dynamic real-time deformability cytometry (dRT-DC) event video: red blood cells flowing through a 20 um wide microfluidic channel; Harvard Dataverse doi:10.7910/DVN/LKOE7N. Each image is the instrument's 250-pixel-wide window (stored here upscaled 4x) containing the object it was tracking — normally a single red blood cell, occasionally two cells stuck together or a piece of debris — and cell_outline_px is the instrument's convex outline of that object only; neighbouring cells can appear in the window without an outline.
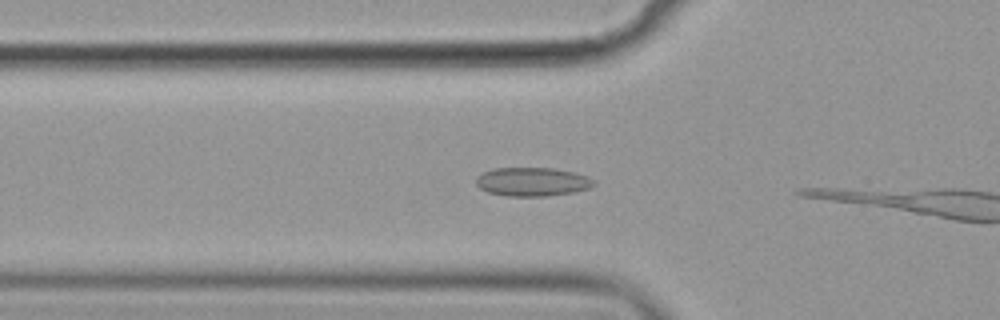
{"species": "common noctule bat (a hibernating species)", "species_latin": "Nyctalus noctula", "temperature_condition": "cold", "stored_images_in_passage": 6, "camera_frame_rate_fps": 3000, "um_per_image_px": 0.085, "animal": {"sex": "female", "body_mass_g": 19.9}, "frame": {"image": 1, "passage_image": 5, "time_ms": 1.333, "image_size_px": [1000, 320], "cell_outline_px": [[596, 184], [588, 188], [572, 192], [544, 196], [504, 196], [488, 192], [480, 188], [476, 184], [476, 176], [492, 168], [552, 168], [576, 172], [588, 176], [596, 180]], "centroid_in_image_um": [45.25, 15.44], "position_along_channel_um": 80.5, "area_um2": 19.83}}